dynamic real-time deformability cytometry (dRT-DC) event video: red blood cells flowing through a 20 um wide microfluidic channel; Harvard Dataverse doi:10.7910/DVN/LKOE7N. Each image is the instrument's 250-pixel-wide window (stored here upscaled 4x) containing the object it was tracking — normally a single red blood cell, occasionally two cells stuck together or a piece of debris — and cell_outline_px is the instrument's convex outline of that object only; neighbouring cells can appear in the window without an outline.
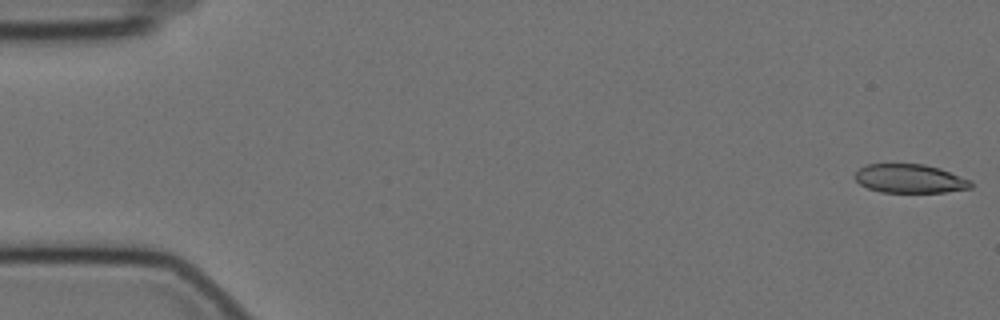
{"species": "Egyptian fruit bat (a non-hibernating species)", "species_latin": "Rousettus aegyptiacus", "temperature_condition": "cold", "stored_images_in_passage": 58, "camera_frame_rate_fps": 3000, "um_per_image_px": 0.085, "animal": {"sex": "female"}, "frame": {"image": 1, "passage_image": 1, "time_ms": 0.0, "image_size_px": [1000, 320], "cell_outline_px": [[972, 188], [944, 192], [880, 192], [868, 188], [860, 184], [856, 180], [856, 172], [860, 168], [868, 164], [924, 164], [940, 168], [972, 180]], "centroid_in_image_um": [77.37, 15.18], "position_along_channel_um": 7.6, "area_um2": 19.42}}
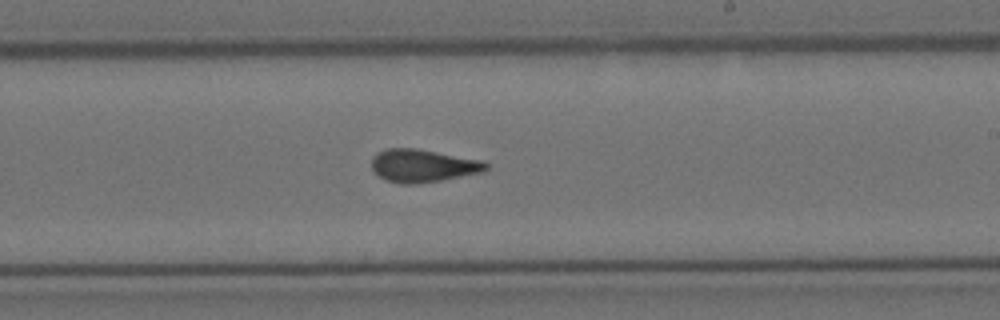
{"frame": {"image": 2, "passage_image": 34, "time_ms": 11.0, "image_size_px": [1000, 320], "cell_outline_px": [[488, 168], [484, 172], [440, 180], [416, 184], [400, 184], [384, 180], [372, 168], [372, 156], [376, 152], [388, 148], [416, 148], [484, 160], [488, 164]], "centroid_in_image_um": [35.95, 14.08], "position_along_channel_um": 253.0, "area_um2": 22.08}}
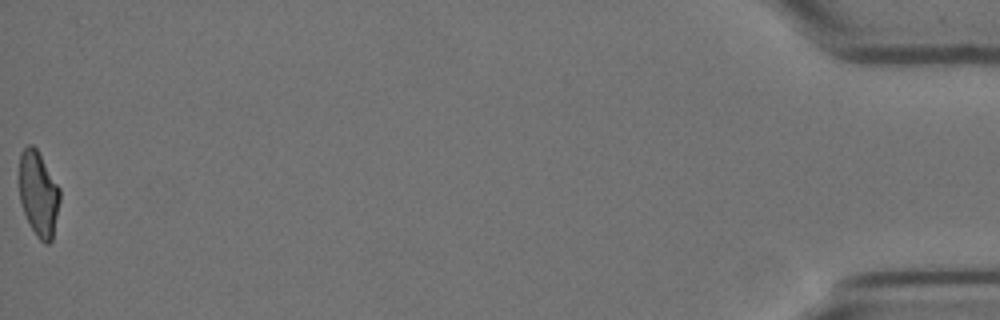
{"frame": {"image": 3, "passage_image": 58, "time_ms": 19.0, "image_size_px": [1000, 320], "cell_outline_px": [[60, 200], [52, 240], [48, 244], [44, 244], [36, 236], [24, 212], [20, 200], [20, 152], [28, 144], [32, 144], [36, 148], [60, 188]], "centroid_in_image_um": [3.28, 16.48], "position_along_channel_um": 431.9, "area_um2": 19.94}, "authors_computed_cell_mechanics": {"area_um2": 21.2704, "velocity_mm_per_s": 3.4921, "shape_relaxation_time_tau1_ms": null, "shape_relaxation_time_tau2_ms": 2.1291, "deformation_change_tau1": null, "deformation_change_tau2": 0.0798}}